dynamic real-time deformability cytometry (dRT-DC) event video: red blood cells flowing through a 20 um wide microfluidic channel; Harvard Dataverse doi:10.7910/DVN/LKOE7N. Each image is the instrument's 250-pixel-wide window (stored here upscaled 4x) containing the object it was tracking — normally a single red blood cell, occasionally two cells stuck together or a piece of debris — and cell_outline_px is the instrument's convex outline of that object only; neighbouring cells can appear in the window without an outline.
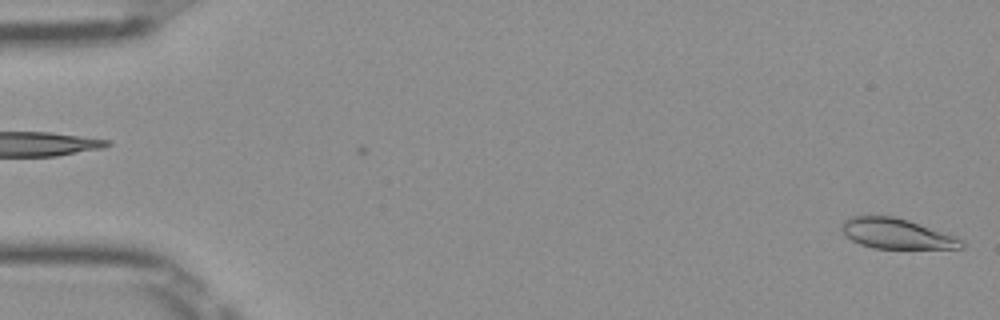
{"species": "Egyptian fruit bat (a non-hibernating species)", "species_latin": "Rousettus aegyptiacus", "temperature_condition": "room temperature", "stored_images_in_passage": 4, "camera_frame_rate_fps": 3000, "um_per_image_px": 0.085, "frame": {"image": 1, "passage_image": 4, "time_ms": 1.0, "image_size_px": [1000, 320], "cell_outline_px": [[964, 248], [872, 248], [860, 244], [844, 236], [840, 228], [844, 220], [852, 216], [892, 216], [908, 220], [964, 240]], "centroid_in_image_um": [76.15, 19.86], "position_along_channel_um": 8.9, "area_um2": 20.87}}